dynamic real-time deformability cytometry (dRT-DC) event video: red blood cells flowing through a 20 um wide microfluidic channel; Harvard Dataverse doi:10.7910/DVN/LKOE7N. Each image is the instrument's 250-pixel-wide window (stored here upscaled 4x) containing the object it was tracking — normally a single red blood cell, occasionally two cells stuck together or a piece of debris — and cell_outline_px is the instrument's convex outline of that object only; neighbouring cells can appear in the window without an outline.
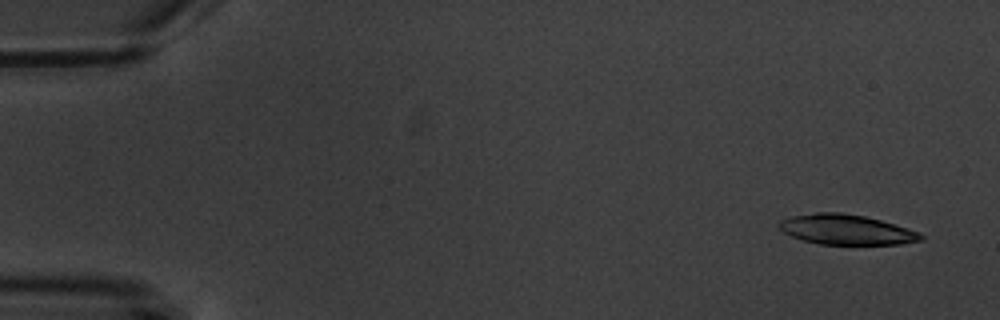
{"species": "common noctule bat (a hibernating species)", "species_latin": "Nyctalus noctula", "temperature_condition": "warm", "stored_images_in_passage": 6, "camera_frame_rate_fps": 3000, "um_per_image_px": 0.085, "animal": {"sex": "male", "body_mass_g": 20.1, "forearm_length_mm": 53.5}, "frame": {"image": 1, "passage_image": 1, "time_ms": 0.0, "image_size_px": [1000, 320], "cell_outline_px": [[924, 240], [900, 244], [820, 244], [804, 240], [792, 236], [784, 232], [776, 224], [780, 220], [792, 216], [816, 212], [840, 212], [864, 216], [880, 220], [908, 228], [920, 232], [924, 236]], "centroid_in_image_um": [71.95, 19.51], "position_along_channel_um": 13.1, "area_um2": 24.8}}